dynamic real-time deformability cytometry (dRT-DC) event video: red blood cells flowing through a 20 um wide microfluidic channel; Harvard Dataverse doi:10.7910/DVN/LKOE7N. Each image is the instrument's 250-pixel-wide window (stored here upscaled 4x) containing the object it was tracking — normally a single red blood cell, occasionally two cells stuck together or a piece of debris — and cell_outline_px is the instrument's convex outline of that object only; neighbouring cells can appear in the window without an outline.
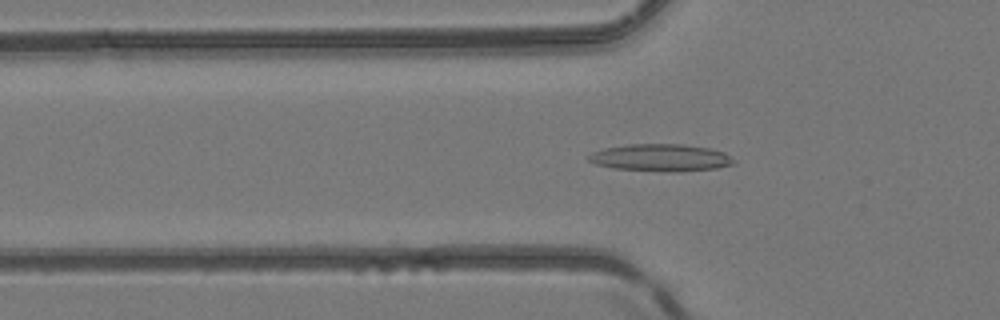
{"species": "common noctule bat (a hibernating species)", "species_latin": "Nyctalus noctula", "temperature_condition": "room temperature", "stored_images_in_passage": 51, "camera_frame_rate_fps": 3000, "um_per_image_px": 0.085, "animal": {"sex": "female", "body_mass_g": 24.6, "forearm_length_mm": 56.2}, "frame": {"image": 1, "passage_image": 18, "time_ms": 5.667, "image_size_px": [1000, 320], "cell_outline_px": [[736, 164], [716, 168], [676, 172], [668, 172], [612, 168], [596, 164], [588, 160], [588, 156], [592, 152], [604, 148], [628, 144], [684, 144], [712, 148], [724, 152], [736, 160]], "centroid_in_image_um": [56.2, 13.4], "position_along_channel_um": 69.6, "area_um2": 23.29}}
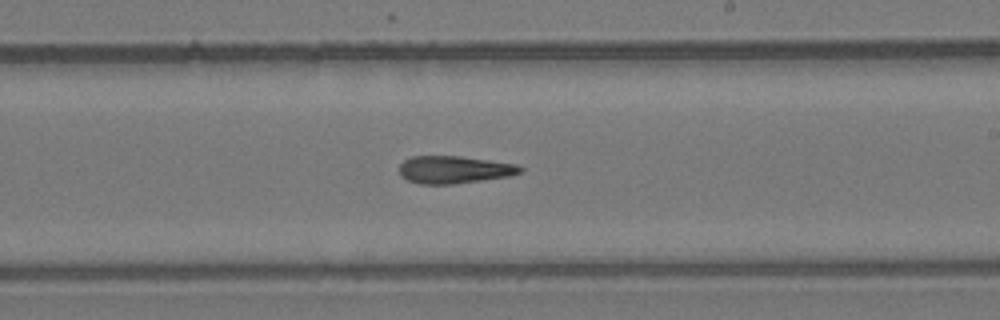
{"frame": {"image": 2, "passage_image": 31, "time_ms": 10.0, "image_size_px": [1000, 320], "cell_outline_px": [[524, 172], [508, 176], [452, 184], [420, 184], [408, 180], [400, 176], [400, 164], [404, 160], [412, 156], [460, 156], [516, 164], [524, 168]], "centroid_in_image_um": [38.6, 14.42], "position_along_channel_um": 250.4, "area_um2": 19.31}}
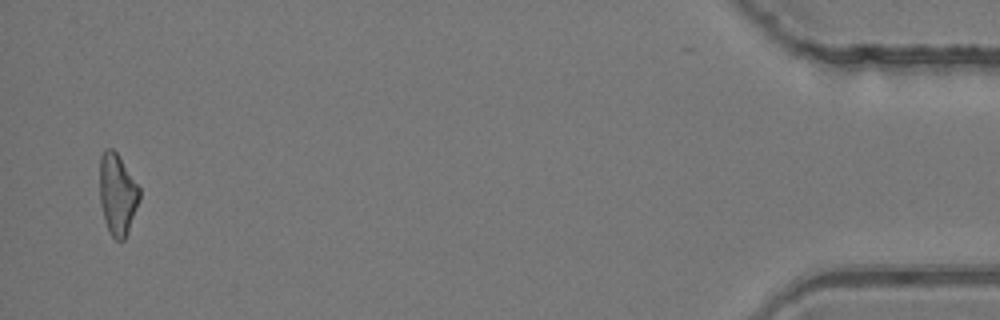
{"frame": {"image": 3, "passage_image": 50, "time_ms": 16.333, "image_size_px": [1000, 320], "cell_outline_px": [[140, 200], [128, 232], [124, 240], [116, 240], [112, 236], [104, 220], [100, 204], [100, 156], [104, 148], [112, 148], [116, 152], [140, 188]], "centroid_in_image_um": [9.98, 16.51], "position_along_channel_um": 425.2, "area_um2": 18.84}, "authors_computed_cell_mechanics": {"area_um2": 20.1722, "velocity_mm_per_s": 4.1604, "shape_relaxation_time_tau1_ms": null, "shape_relaxation_time_tau2_ms": 7.3262, "deformation_change_tau1": null, "deformation_change_tau2": 0.2305}}